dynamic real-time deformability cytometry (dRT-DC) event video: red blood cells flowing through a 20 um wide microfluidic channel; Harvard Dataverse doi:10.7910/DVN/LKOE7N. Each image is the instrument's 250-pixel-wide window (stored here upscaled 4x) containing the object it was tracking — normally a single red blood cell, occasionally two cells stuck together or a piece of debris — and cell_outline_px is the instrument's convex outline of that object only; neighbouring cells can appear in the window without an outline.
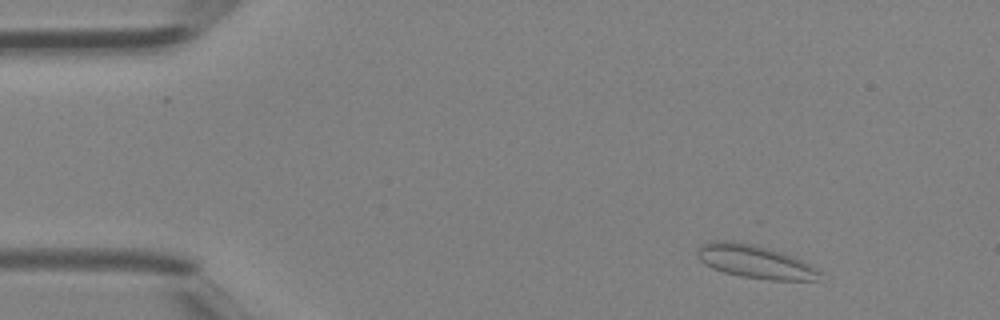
{"species": "Egyptian fruit bat (a non-hibernating species)", "species_latin": "Rousettus aegyptiacus", "temperature_condition": "room temperature", "stored_images_in_passage": 41, "camera_frame_rate_fps": 3000, "um_per_image_px": 0.085, "animal": {"sex": "female"}, "frame": {"image": 1, "passage_image": 3, "time_ms": 0.667, "image_size_px": [1000, 320], "cell_outline_px": [[820, 272], [816, 280], [772, 280], [740, 276], [724, 272], [712, 268], [704, 264], [700, 260], [696, 252], [704, 244], [712, 240], [732, 240], [752, 244], [784, 252], [816, 268]], "centroid_in_image_um": [64.14, 22.23], "position_along_channel_um": 20.9, "area_um2": 23.47}}
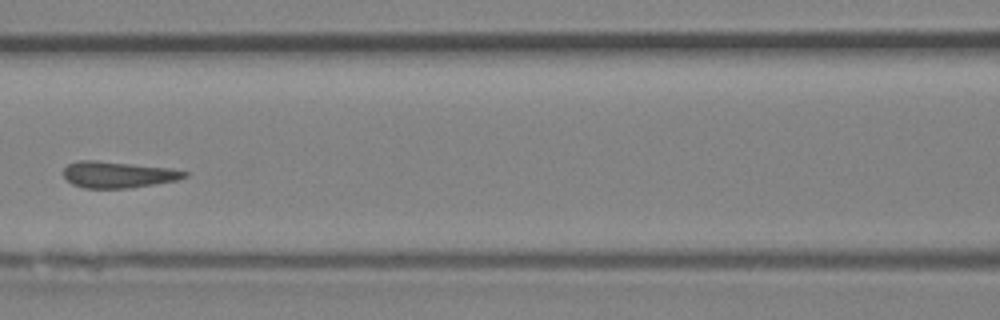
{"frame": {"image": 2, "passage_image": 17, "time_ms": 5.333, "image_size_px": [1000, 320], "cell_outline_px": [[188, 176], [176, 180], [132, 188], [84, 188], [72, 184], [64, 176], [64, 168], [68, 164], [76, 160], [96, 160], [172, 168], [188, 172]], "centroid_in_image_um": [10.03, 14.83], "position_along_channel_um": 156.6, "area_um2": 18.67}}
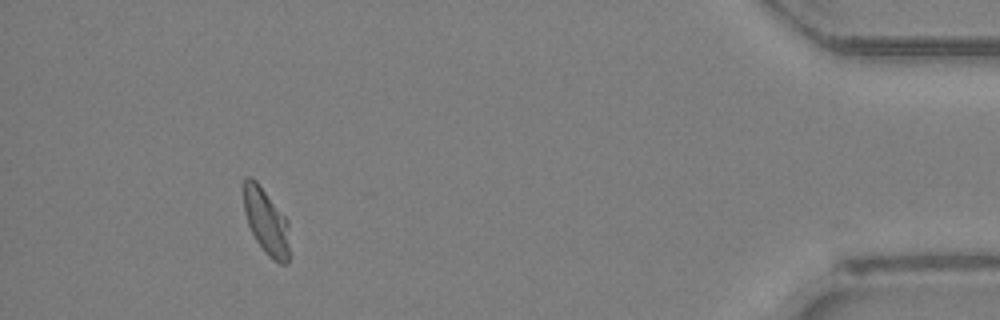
{"frame": {"image": 3, "passage_image": 37, "time_ms": 12.0, "image_size_px": [1000, 320], "cell_outline_px": [[288, 264], [280, 264], [272, 260], [264, 252], [256, 240], [248, 224], [244, 212], [244, 176], [252, 176], [256, 180], [288, 220]], "centroid_in_image_um": [22.61, 18.83], "position_along_channel_um": 412.6, "area_um2": 17.57}}